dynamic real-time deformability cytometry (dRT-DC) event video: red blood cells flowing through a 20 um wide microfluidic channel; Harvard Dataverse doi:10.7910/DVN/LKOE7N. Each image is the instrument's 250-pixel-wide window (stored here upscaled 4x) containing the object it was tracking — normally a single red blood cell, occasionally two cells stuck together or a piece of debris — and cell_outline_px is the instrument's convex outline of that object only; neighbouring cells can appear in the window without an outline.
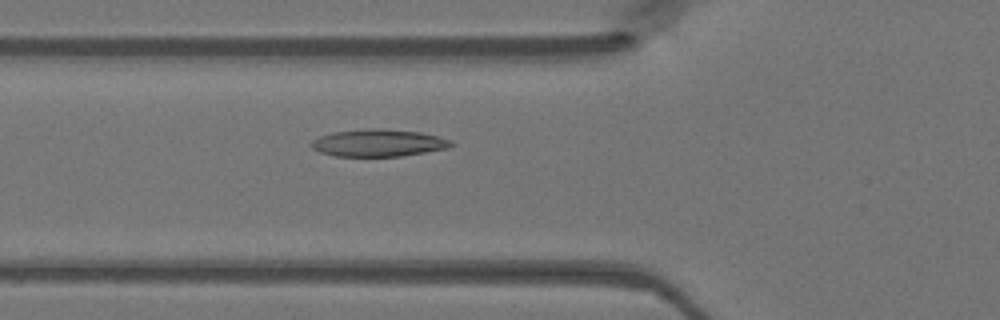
{"species": "Egyptian fruit bat (a non-hibernating species)", "species_latin": "Rousettus aegyptiacus", "temperature_condition": "warm", "stored_images_in_passage": 42, "camera_frame_rate_fps": 3000, "um_per_image_px": 0.085, "animal": {"sex": "female"}, "frame": {"image": 1, "passage_image": 11, "time_ms": 3.333, "image_size_px": [1000, 320], "cell_outline_px": [[452, 144], [448, 148], [400, 156], [336, 156], [320, 152], [312, 148], [308, 144], [312, 140], [320, 136], [332, 132], [368, 128], [380, 128], [420, 132], [436, 136], [448, 140]], "centroid_in_image_um": [32.08, 12.14], "position_along_channel_um": 93.7, "area_um2": 22.02}}
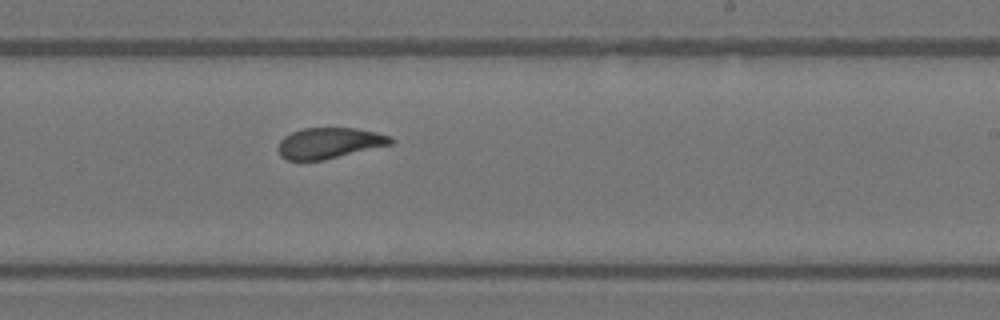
{"frame": {"image": 2, "passage_image": 23, "time_ms": 7.333, "image_size_px": [1000, 320], "cell_outline_px": [[396, 140], [392, 144], [324, 160], [288, 160], [280, 156], [276, 148], [280, 140], [284, 136], [292, 132], [304, 128], [356, 128], [376, 132], [392, 136]], "centroid_in_image_um": [27.99, 12.16], "position_along_channel_um": 261.0, "area_um2": 20.4}}
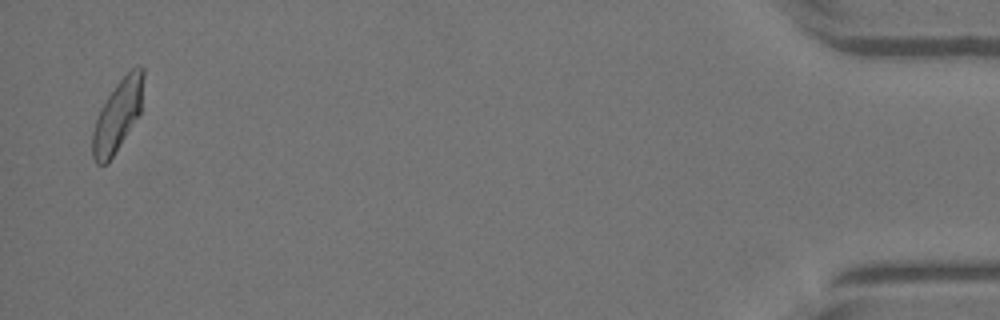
{"frame": {"image": 3, "passage_image": 41, "time_ms": 13.333, "image_size_px": [1000, 320], "cell_outline_px": [[144, 76], [140, 112], [108, 164], [96, 164], [92, 156], [92, 132], [100, 108], [116, 84], [132, 68], [140, 64], [144, 68]], "centroid_in_image_um": [9.99, 9.81], "position_along_channel_um": 425.2, "area_um2": 20.92}}